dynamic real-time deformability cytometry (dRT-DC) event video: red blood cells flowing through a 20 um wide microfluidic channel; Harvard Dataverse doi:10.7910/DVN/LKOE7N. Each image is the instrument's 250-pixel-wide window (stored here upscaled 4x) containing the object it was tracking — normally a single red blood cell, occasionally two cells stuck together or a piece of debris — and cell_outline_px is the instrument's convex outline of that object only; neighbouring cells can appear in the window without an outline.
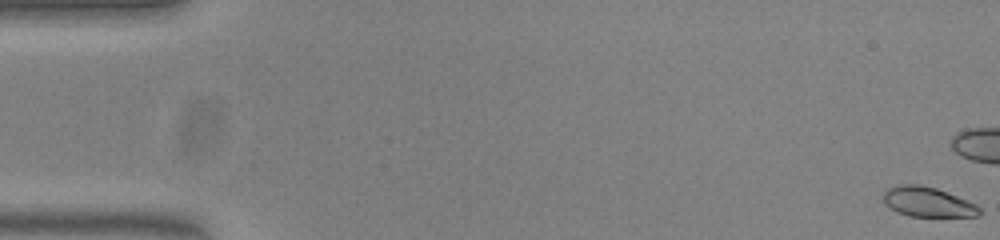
{"species": "common noctule bat (a hibernating species)", "species_latin": "Nyctalus noctula", "temperature_condition": "warm", "stored_images_in_passage": 56, "camera_frame_rate_fps": 3000, "um_per_image_px": 0.085, "animal": {"sex": "female", "body_mass_g": 23.0, "forearm_length_mm": 53.4}, "frame": {"image": 1, "passage_image": 1, "time_ms": 0.0, "image_size_px": [1000, 240], "cell_outline_px": [[980, 216], [908, 216], [896, 212], [884, 204], [880, 196], [888, 188], [900, 184], [920, 184], [936, 188], [968, 200], [976, 204], [980, 208]], "centroid_in_image_um": [78.81, 17.16], "position_along_channel_um": 6.2, "area_um2": 16.94}}
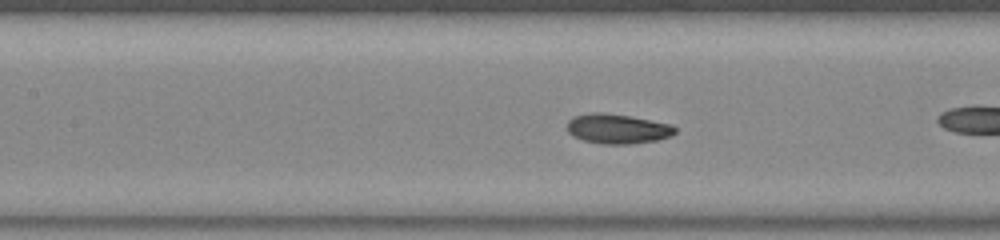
{"frame": {"image": 2, "passage_image": 25, "time_ms": 8.0, "image_size_px": [1000, 240], "cell_outline_px": [[676, 132], [672, 136], [656, 140], [632, 144], [604, 144], [584, 140], [572, 136], [568, 132], [568, 120], [572, 116], [592, 112], [600, 112], [628, 116], [672, 124], [676, 128]], "centroid_in_image_um": [52.48, 10.95], "position_along_channel_um": 154.9, "area_um2": 18.73}, "authors_computed_cell_mechanics": {"area_um2": 18.0914, "velocity_mm_per_s": 3.7832, "shape_relaxation_time_tau1_ms": 2.642, "shape_relaxation_time_tau2_ms": 2.3078, "deformation_change_tau1": 0.13, "deformation_change_tau2": 0.0713}}